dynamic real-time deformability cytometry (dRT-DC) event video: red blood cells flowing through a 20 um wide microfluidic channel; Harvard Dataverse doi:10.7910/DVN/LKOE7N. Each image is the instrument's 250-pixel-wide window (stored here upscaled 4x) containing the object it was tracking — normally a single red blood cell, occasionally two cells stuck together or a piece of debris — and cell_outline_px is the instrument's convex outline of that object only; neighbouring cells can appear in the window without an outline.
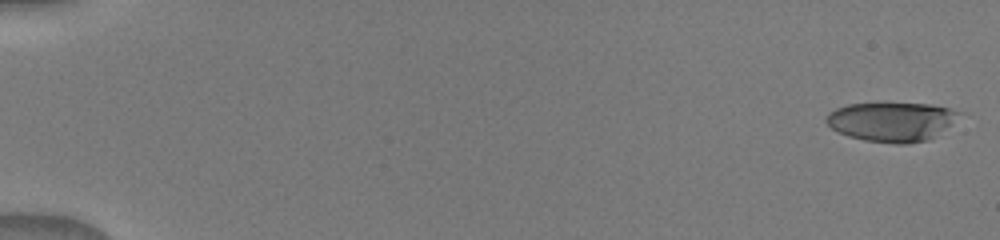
{"species": "human", "species_latin": "Homo sapiens", "temperature_condition": "warm", "stored_images_in_passage": 26, "camera_frame_rate_fps": 3000, "um_per_image_px": 0.085, "donor": {"sex": "male"}, "frame": {"image": 1, "passage_image": 1, "time_ms": 0.0, "image_size_px": [1000, 240], "cell_outline_px": [[960, 112], [948, 124], [928, 140], [908, 144], [896, 144], [864, 140], [848, 136], [832, 128], [824, 120], [828, 112], [836, 108], [848, 104], [928, 104], [948, 108]], "centroid_in_image_um": [75.69, 10.35], "position_along_channel_um": 9.3, "area_um2": 29.65}}
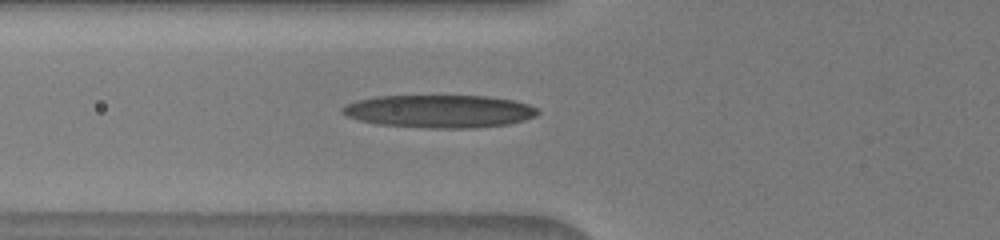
{"frame": {"image": 2, "passage_image": 17, "time_ms": 6.333, "image_size_px": [1000, 240], "cell_outline_px": [[540, 112], [536, 116], [524, 120], [508, 124], [476, 128], [428, 128], [376, 124], [360, 120], [348, 116], [340, 112], [340, 108], [344, 104], [376, 96], [488, 96], [512, 100], [528, 104], [540, 108]], "centroid_in_image_um": [37.37, 9.46], "position_along_channel_um": 88.4, "area_um2": 37.57}}
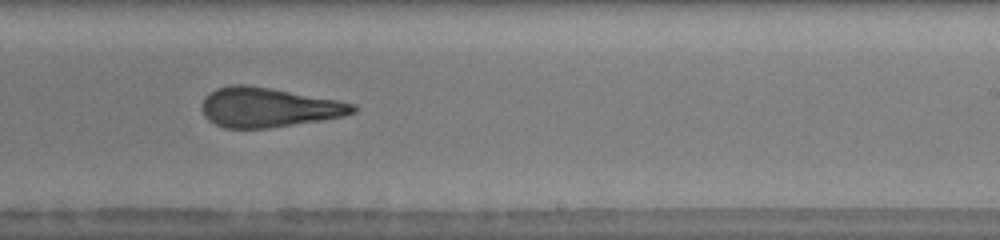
{"frame": {"image": 3, "passage_image": 23, "time_ms": 10.667, "image_size_px": [1000, 240], "cell_outline_px": [[356, 112], [344, 116], [320, 120], [268, 128], [224, 128], [208, 120], [204, 116], [200, 108], [204, 96], [208, 92], [216, 88], [232, 84], [248, 84], [272, 88], [336, 100], [356, 104]], "centroid_in_image_um": [22.75, 9.11], "position_along_channel_um": 266.2, "area_um2": 34.97}}